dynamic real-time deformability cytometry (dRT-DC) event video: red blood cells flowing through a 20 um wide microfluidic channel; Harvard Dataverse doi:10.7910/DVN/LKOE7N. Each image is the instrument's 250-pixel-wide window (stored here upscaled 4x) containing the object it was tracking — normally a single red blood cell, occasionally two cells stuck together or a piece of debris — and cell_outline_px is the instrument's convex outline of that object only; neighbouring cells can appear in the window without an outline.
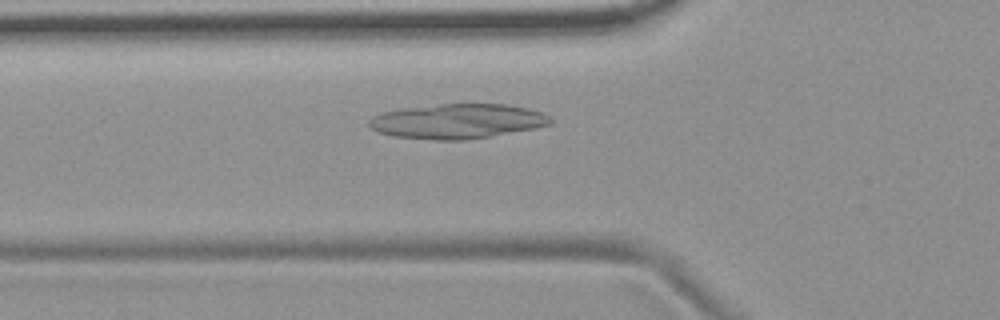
{"species": "common noctule bat (a hibernating species)", "species_latin": "Nyctalus noctula", "temperature_condition": "room temperature", "stored_images_in_passage": 46, "camera_frame_rate_fps": 3000, "um_per_image_px": 0.085, "animal": {"sex": "female", "body_mass_g": 19.9}, "frame": {"image": 1, "passage_image": 16, "time_ms": 5.0, "image_size_px": [1000, 320], "cell_outline_px": [[552, 124], [536, 128], [492, 136], [468, 140], [436, 140], [392, 136], [376, 132], [368, 124], [368, 120], [372, 116], [380, 112], [400, 108], [440, 104], [508, 104], [528, 108], [544, 112], [552, 116]], "centroid_in_image_um": [38.89, 10.3], "position_along_channel_um": 86.9, "area_um2": 37.34}}
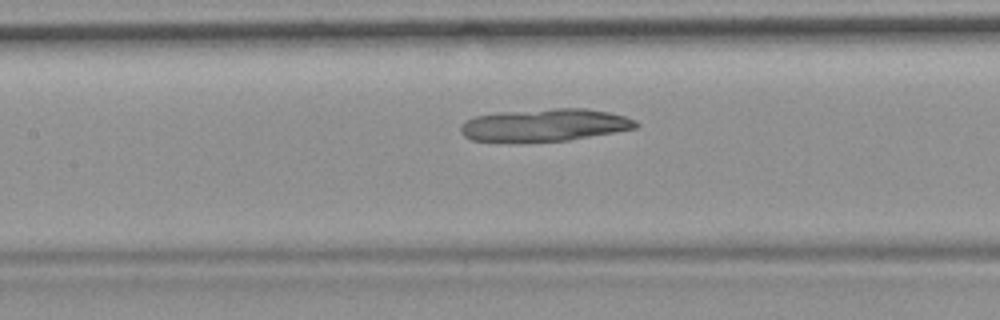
{"frame": {"image": 2, "passage_image": 22, "time_ms": 7.0, "image_size_px": [1000, 320], "cell_outline_px": [[640, 124], [636, 128], [568, 140], [472, 140], [464, 136], [460, 132], [460, 124], [476, 116], [496, 112], [552, 108], [584, 108], [608, 112], [624, 116], [636, 120]], "centroid_in_image_um": [46.32, 10.59], "position_along_channel_um": 161.1, "area_um2": 32.6}}
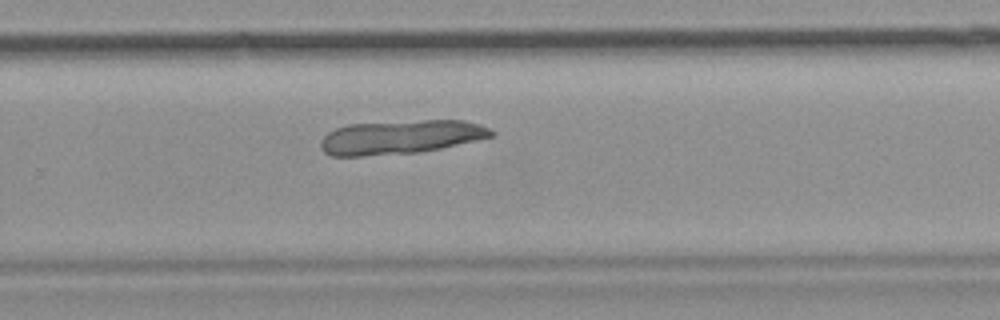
{"frame": {"image": 3, "passage_image": 33, "time_ms": 10.667, "image_size_px": [1000, 320], "cell_outline_px": [[496, 132], [492, 136], [476, 140], [440, 148], [416, 152], [360, 156], [332, 156], [324, 152], [320, 148], [320, 140], [328, 132], [336, 128], [348, 124], [424, 120], [464, 120], [480, 124]], "centroid_in_image_um": [34.02, 11.64], "position_along_channel_um": 295.8, "area_um2": 33.52}}